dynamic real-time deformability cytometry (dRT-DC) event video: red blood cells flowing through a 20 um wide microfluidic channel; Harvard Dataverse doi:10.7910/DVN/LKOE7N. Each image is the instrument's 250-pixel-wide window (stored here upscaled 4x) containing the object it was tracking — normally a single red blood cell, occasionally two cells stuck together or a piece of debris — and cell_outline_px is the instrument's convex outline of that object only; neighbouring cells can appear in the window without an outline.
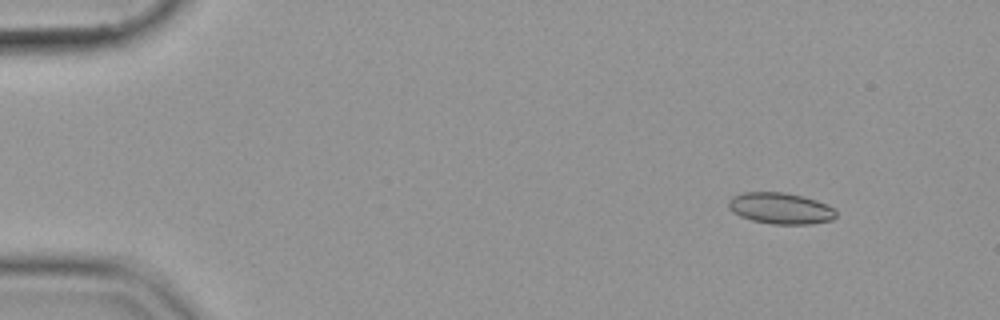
{"species": "common noctule bat (a hibernating species)", "species_latin": "Nyctalus noctula", "temperature_condition": "cold", "stored_images_in_passage": 50, "camera_frame_rate_fps": 3000, "um_per_image_px": 0.085, "animal": {"sex": "female", "body_mass_g": 19.9}, "frame": {"image": 1, "passage_image": 1, "time_ms": 0.0, "image_size_px": [1000, 320], "cell_outline_px": [[836, 216], [832, 220], [808, 224], [772, 224], [752, 220], [740, 216], [732, 212], [728, 208], [728, 200], [732, 196], [744, 192], [784, 192], [804, 196], [828, 204], [836, 212]], "centroid_in_image_um": [66.32, 17.7], "position_along_channel_um": 18.7, "area_um2": 19.71}}
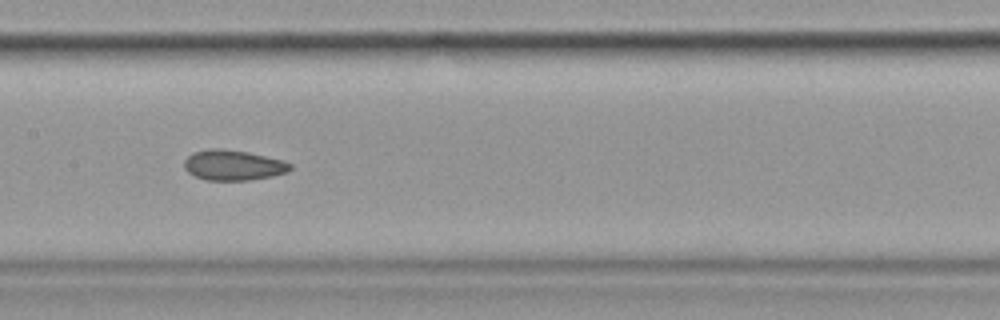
{"frame": {"image": 2, "passage_image": 23, "time_ms": 7.333, "image_size_px": [1000, 320], "cell_outline_px": [[292, 168], [288, 172], [272, 176], [248, 180], [204, 180], [188, 172], [184, 168], [184, 160], [188, 156], [196, 152], [208, 148], [220, 148], [248, 152], [284, 160], [292, 164]], "centroid_in_image_um": [19.84, 14.04], "position_along_channel_um": 187.6, "area_um2": 18.79}}
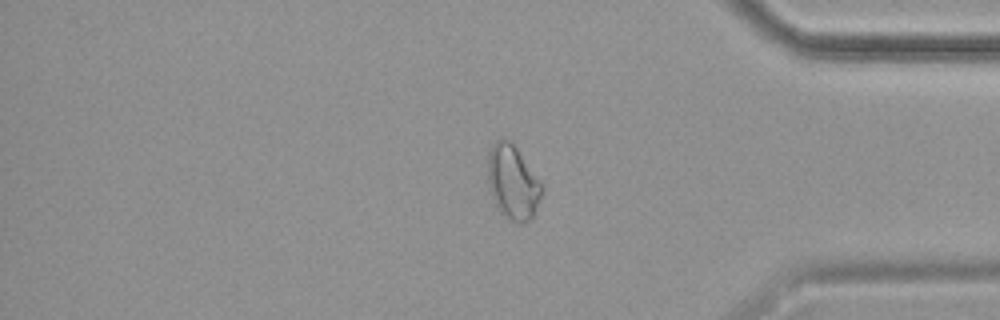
{"frame": {"image": 3, "passage_image": 41, "time_ms": 13.333, "image_size_px": [1000, 320], "cell_outline_px": [[544, 192], [532, 220], [520, 224], [512, 220], [500, 212], [496, 208], [488, 188], [488, 152], [492, 144], [500, 136], [508, 140], [516, 148], [540, 180], [544, 188]], "centroid_in_image_um": [43.59, 15.51], "position_along_channel_um": 391.6, "area_um2": 23.76}}